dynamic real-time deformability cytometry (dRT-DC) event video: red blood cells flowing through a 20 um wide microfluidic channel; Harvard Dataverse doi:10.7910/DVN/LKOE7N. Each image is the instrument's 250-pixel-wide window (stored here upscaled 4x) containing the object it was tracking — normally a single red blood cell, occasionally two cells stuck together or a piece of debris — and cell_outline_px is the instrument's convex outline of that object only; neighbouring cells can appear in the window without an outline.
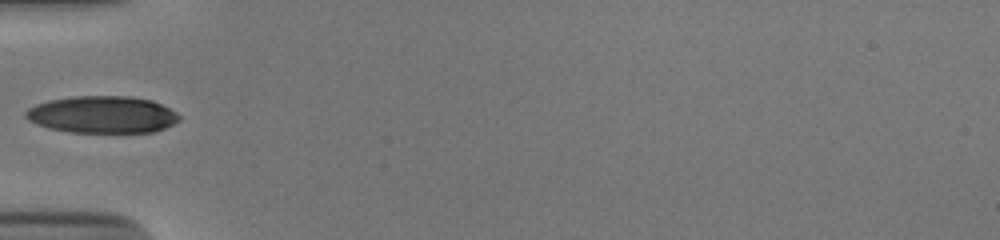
{"species": "human", "species_latin": "Homo sapiens", "temperature_condition": "cold", "stored_images_in_passage": 35, "camera_frame_rate_fps": 3000, "um_per_image_px": 0.085, "donor": {"sex": "male"}, "frame": {"image": 1, "passage_image": 1, "time_ms": 0.0, "image_size_px": [1000, 240], "cell_outline_px": [[180, 120], [164, 128], [152, 132], [68, 132], [48, 128], [36, 124], [28, 120], [24, 116], [24, 112], [28, 108], [36, 104], [48, 100], [72, 96], [128, 96], [152, 100], [176, 112], [180, 116]], "centroid_in_image_um": [8.65, 9.73], "position_along_channel_um": 76.3, "area_um2": 33.23}}
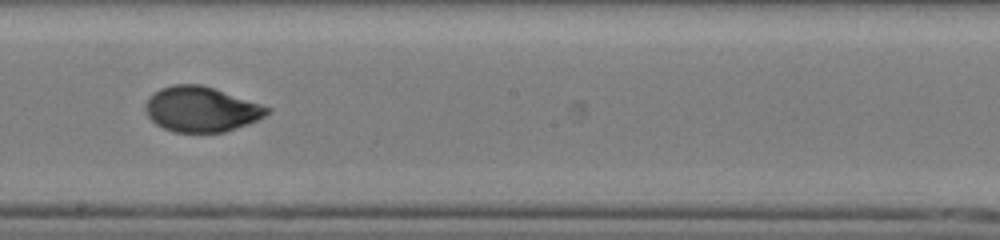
{"frame": {"image": 2, "passage_image": 13, "time_ms": 4.0, "image_size_px": [1000, 240], "cell_outline_px": [[272, 112], [248, 124], [224, 132], [172, 132], [156, 124], [148, 116], [144, 108], [144, 104], [160, 88], [172, 84], [200, 84], [272, 108]], "centroid_in_image_um": [17.1, 9.29], "position_along_channel_um": 231.1, "area_um2": 31.73}}
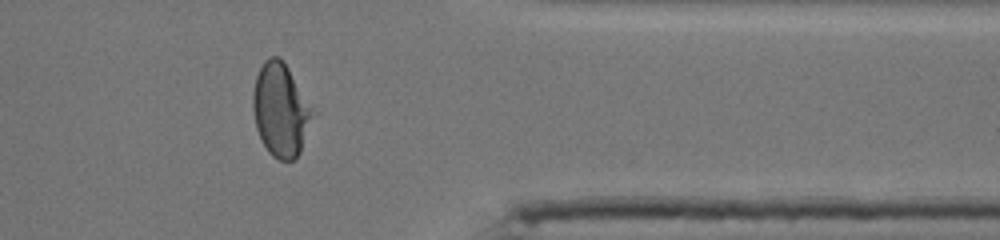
{"frame": {"image": 3, "passage_image": 26, "time_ms": 8.333, "image_size_px": [1000, 240], "cell_outline_px": [[316, 112], [300, 152], [292, 160], [280, 160], [272, 156], [268, 152], [260, 140], [256, 128], [252, 108], [252, 92], [256, 76], [264, 60], [272, 56], [280, 56], [288, 68]], "centroid_in_image_um": [23.85, 9.35], "position_along_channel_um": 387.6, "area_um2": 32.71}}